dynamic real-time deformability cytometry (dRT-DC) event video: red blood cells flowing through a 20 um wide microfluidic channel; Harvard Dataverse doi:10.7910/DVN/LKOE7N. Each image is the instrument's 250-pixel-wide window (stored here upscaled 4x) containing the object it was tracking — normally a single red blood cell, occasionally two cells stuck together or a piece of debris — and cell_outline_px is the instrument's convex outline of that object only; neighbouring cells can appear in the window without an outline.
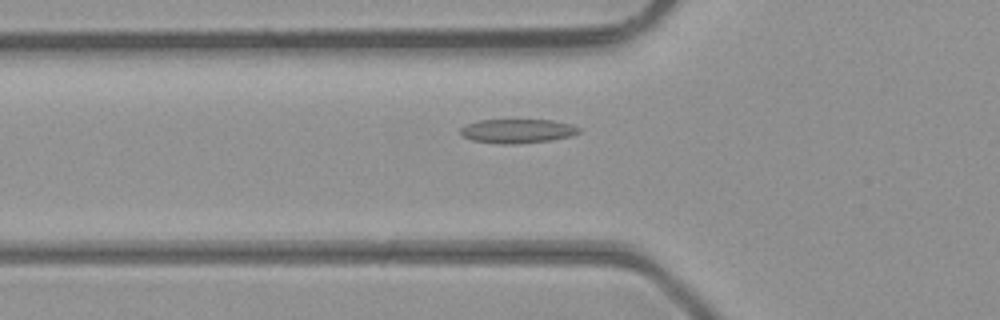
{"species": "common noctule bat (a hibernating species)", "species_latin": "Nyctalus noctula", "temperature_condition": "room temperature", "stored_images_in_passage": 33, "camera_frame_rate_fps": 3000, "um_per_image_px": 0.085, "animal": {"sex": "male", "body_mass_g": 23.1, "forearm_length_mm": 52.7}, "frame": {"image": 1, "passage_image": 3, "time_ms": 0.667, "image_size_px": [1000, 320], "cell_outline_px": [[580, 132], [572, 136], [548, 140], [516, 144], [500, 144], [472, 140], [464, 136], [460, 132], [460, 128], [468, 124], [480, 120], [552, 120], [572, 124], [580, 128]], "centroid_in_image_um": [44.01, 11.14], "position_along_channel_um": 81.8, "area_um2": 16.53}}
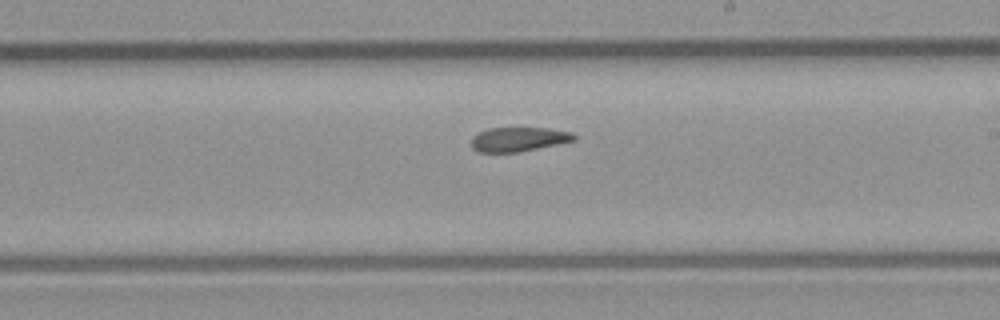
{"frame": {"image": 2, "passage_image": 14, "time_ms": 4.333, "image_size_px": [1000, 320], "cell_outline_px": [[576, 140], [520, 152], [476, 152], [472, 148], [472, 136], [488, 128], [548, 128], [572, 132], [576, 136]], "centroid_in_image_um": [44.08, 11.84], "position_along_channel_um": 244.9, "area_um2": 14.57}}
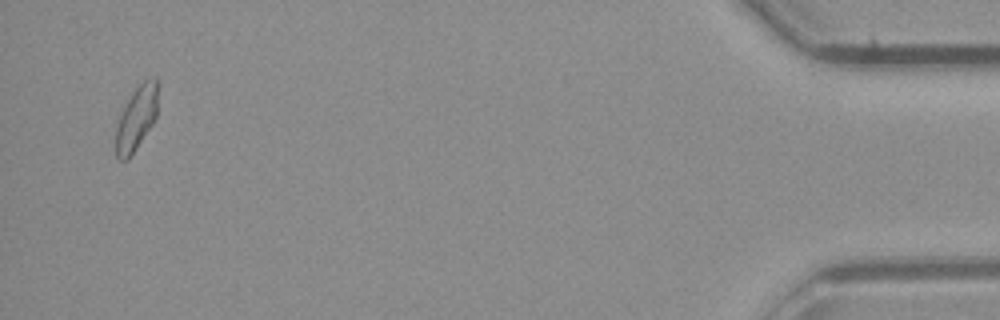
{"frame": {"image": 3, "passage_image": 32, "time_ms": 10.333, "image_size_px": [1000, 320], "cell_outline_px": [[160, 84], [156, 116], [152, 124], [128, 160], [120, 160], [116, 156], [116, 124], [132, 92], [148, 76], [156, 76], [160, 80]], "centroid_in_image_um": [11.65, 9.96], "position_along_channel_um": 423.5, "area_um2": 15.95}, "authors_computed_cell_mechanics": {"area_um2": 15.606, "velocity_mm_per_s": 4.4271, "shape_relaxation_time_tau1_ms": null, "shape_relaxation_time_tau2_ms": 2.7403, "deformation_change_tau1": null, "deformation_change_tau2": 0.0792}}